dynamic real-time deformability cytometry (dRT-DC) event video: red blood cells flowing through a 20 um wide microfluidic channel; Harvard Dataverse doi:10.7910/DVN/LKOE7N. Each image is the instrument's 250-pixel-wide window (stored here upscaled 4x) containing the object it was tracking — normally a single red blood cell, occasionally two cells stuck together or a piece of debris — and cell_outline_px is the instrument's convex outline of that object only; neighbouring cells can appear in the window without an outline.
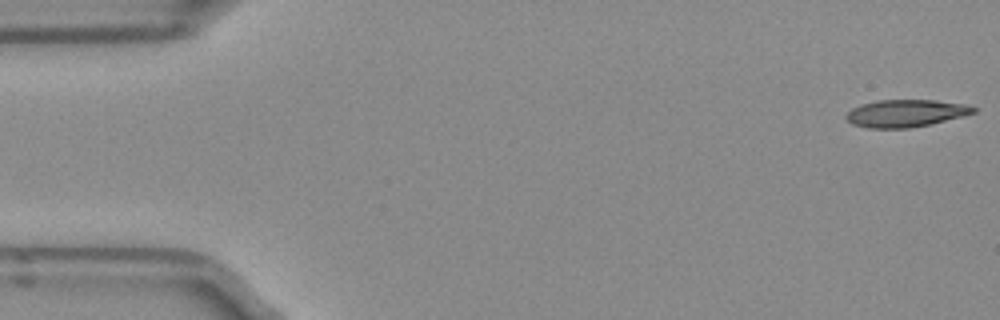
{"species": "Egyptian fruit bat (a non-hibernating species)", "species_latin": "Rousettus aegyptiacus", "temperature_condition": "room temperature", "stored_images_in_passage": 44, "camera_frame_rate_fps": 3000, "um_per_image_px": 0.085, "frame": {"image": 1, "passage_image": 1, "time_ms": 0.0, "image_size_px": [1000, 320], "cell_outline_px": [[976, 112], [964, 116], [928, 124], [908, 128], [868, 128], [852, 124], [844, 116], [852, 108], [860, 104], [876, 100], [936, 100], [964, 104], [976, 108]], "centroid_in_image_um": [76.96, 9.62], "position_along_channel_um": 8.0, "area_um2": 20.23}}
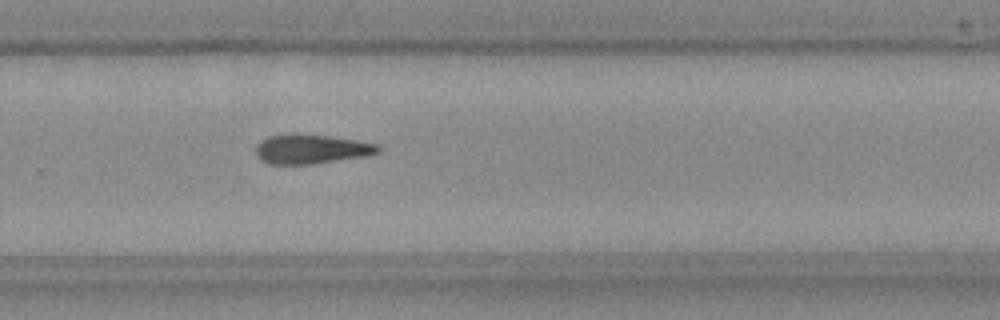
{"frame": {"image": 2, "passage_image": 33, "time_ms": 10.667, "image_size_px": [1000, 320], "cell_outline_px": [[380, 152], [364, 156], [308, 164], [268, 164], [260, 160], [256, 156], [256, 144], [260, 140], [268, 136], [292, 132], [296, 132], [328, 136], [356, 140], [380, 144]], "centroid_in_image_um": [26.4, 12.64], "position_along_channel_um": 303.4, "area_um2": 21.21}}
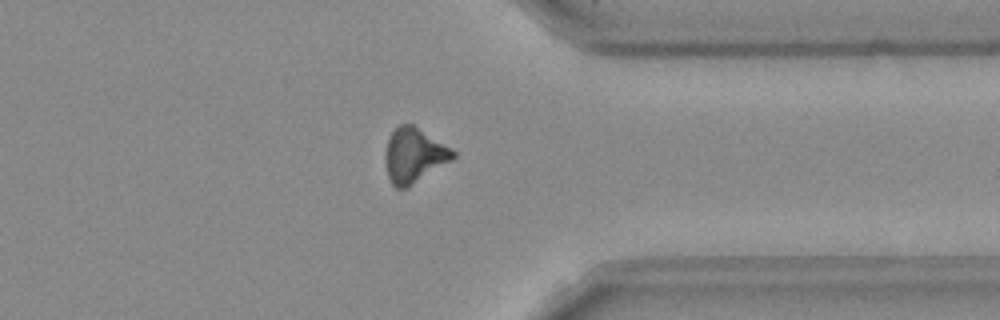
{"frame": {"image": 3, "passage_image": 39, "time_ms": 12.667, "image_size_px": [1000, 320], "cell_outline_px": [[456, 156], [452, 160], [404, 188], [396, 188], [392, 184], [388, 176], [384, 160], [384, 152], [388, 136], [400, 124], [412, 124], [452, 148], [456, 152]], "centroid_in_image_um": [35.16, 13.18], "position_along_channel_um": 376.2, "area_um2": 21.39}}